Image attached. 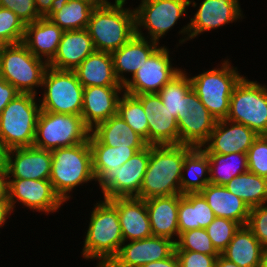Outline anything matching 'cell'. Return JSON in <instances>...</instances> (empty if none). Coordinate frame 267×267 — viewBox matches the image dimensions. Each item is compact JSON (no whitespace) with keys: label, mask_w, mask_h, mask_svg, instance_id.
<instances>
[{"label":"cell","mask_w":267,"mask_h":267,"mask_svg":"<svg viewBox=\"0 0 267 267\" xmlns=\"http://www.w3.org/2000/svg\"><path fill=\"white\" fill-rule=\"evenodd\" d=\"M95 7L83 0H54L44 15L63 31L87 29Z\"/></svg>","instance_id":"obj_27"},{"label":"cell","mask_w":267,"mask_h":267,"mask_svg":"<svg viewBox=\"0 0 267 267\" xmlns=\"http://www.w3.org/2000/svg\"><path fill=\"white\" fill-rule=\"evenodd\" d=\"M50 182L60 198L67 202L74 188L95 181L89 139L86 142L51 151Z\"/></svg>","instance_id":"obj_4"},{"label":"cell","mask_w":267,"mask_h":267,"mask_svg":"<svg viewBox=\"0 0 267 267\" xmlns=\"http://www.w3.org/2000/svg\"><path fill=\"white\" fill-rule=\"evenodd\" d=\"M208 184L210 173L207 153L202 148L194 147L183 162L181 194L201 192Z\"/></svg>","instance_id":"obj_33"},{"label":"cell","mask_w":267,"mask_h":267,"mask_svg":"<svg viewBox=\"0 0 267 267\" xmlns=\"http://www.w3.org/2000/svg\"><path fill=\"white\" fill-rule=\"evenodd\" d=\"M7 170H0V199L7 197Z\"/></svg>","instance_id":"obj_50"},{"label":"cell","mask_w":267,"mask_h":267,"mask_svg":"<svg viewBox=\"0 0 267 267\" xmlns=\"http://www.w3.org/2000/svg\"><path fill=\"white\" fill-rule=\"evenodd\" d=\"M83 87L123 86L117 80L111 53L95 50L75 70Z\"/></svg>","instance_id":"obj_29"},{"label":"cell","mask_w":267,"mask_h":267,"mask_svg":"<svg viewBox=\"0 0 267 267\" xmlns=\"http://www.w3.org/2000/svg\"><path fill=\"white\" fill-rule=\"evenodd\" d=\"M41 88V110L81 116L84 87L74 71L48 67Z\"/></svg>","instance_id":"obj_9"},{"label":"cell","mask_w":267,"mask_h":267,"mask_svg":"<svg viewBox=\"0 0 267 267\" xmlns=\"http://www.w3.org/2000/svg\"><path fill=\"white\" fill-rule=\"evenodd\" d=\"M209 159L210 183L226 185L232 178L248 171L246 153H207Z\"/></svg>","instance_id":"obj_36"},{"label":"cell","mask_w":267,"mask_h":267,"mask_svg":"<svg viewBox=\"0 0 267 267\" xmlns=\"http://www.w3.org/2000/svg\"><path fill=\"white\" fill-rule=\"evenodd\" d=\"M145 202L153 236L168 238L176 243L179 238V194L152 197Z\"/></svg>","instance_id":"obj_26"},{"label":"cell","mask_w":267,"mask_h":267,"mask_svg":"<svg viewBox=\"0 0 267 267\" xmlns=\"http://www.w3.org/2000/svg\"><path fill=\"white\" fill-rule=\"evenodd\" d=\"M0 7L14 12L25 25L44 15V9L34 0H0Z\"/></svg>","instance_id":"obj_43"},{"label":"cell","mask_w":267,"mask_h":267,"mask_svg":"<svg viewBox=\"0 0 267 267\" xmlns=\"http://www.w3.org/2000/svg\"><path fill=\"white\" fill-rule=\"evenodd\" d=\"M251 128L227 119L217 120L208 141L201 147L206 153H246L258 137Z\"/></svg>","instance_id":"obj_19"},{"label":"cell","mask_w":267,"mask_h":267,"mask_svg":"<svg viewBox=\"0 0 267 267\" xmlns=\"http://www.w3.org/2000/svg\"><path fill=\"white\" fill-rule=\"evenodd\" d=\"M248 171L267 178V135H259L247 152Z\"/></svg>","instance_id":"obj_42"},{"label":"cell","mask_w":267,"mask_h":267,"mask_svg":"<svg viewBox=\"0 0 267 267\" xmlns=\"http://www.w3.org/2000/svg\"><path fill=\"white\" fill-rule=\"evenodd\" d=\"M83 1L90 3L94 7H98L105 4L108 0H83Z\"/></svg>","instance_id":"obj_53"},{"label":"cell","mask_w":267,"mask_h":267,"mask_svg":"<svg viewBox=\"0 0 267 267\" xmlns=\"http://www.w3.org/2000/svg\"><path fill=\"white\" fill-rule=\"evenodd\" d=\"M94 51L87 29L64 31L57 52L48 65L57 70L74 71Z\"/></svg>","instance_id":"obj_24"},{"label":"cell","mask_w":267,"mask_h":267,"mask_svg":"<svg viewBox=\"0 0 267 267\" xmlns=\"http://www.w3.org/2000/svg\"><path fill=\"white\" fill-rule=\"evenodd\" d=\"M226 119L267 135V86L243 76L233 89Z\"/></svg>","instance_id":"obj_10"},{"label":"cell","mask_w":267,"mask_h":267,"mask_svg":"<svg viewBox=\"0 0 267 267\" xmlns=\"http://www.w3.org/2000/svg\"><path fill=\"white\" fill-rule=\"evenodd\" d=\"M109 201L117 208L124 242L153 236L144 199L117 197Z\"/></svg>","instance_id":"obj_22"},{"label":"cell","mask_w":267,"mask_h":267,"mask_svg":"<svg viewBox=\"0 0 267 267\" xmlns=\"http://www.w3.org/2000/svg\"><path fill=\"white\" fill-rule=\"evenodd\" d=\"M190 4L197 6L194 0H141L134 8L136 34L159 43L179 19L188 15ZM141 28L146 29V37Z\"/></svg>","instance_id":"obj_11"},{"label":"cell","mask_w":267,"mask_h":267,"mask_svg":"<svg viewBox=\"0 0 267 267\" xmlns=\"http://www.w3.org/2000/svg\"><path fill=\"white\" fill-rule=\"evenodd\" d=\"M239 0H202L198 9L190 22L187 23L178 32L183 38L179 44H185L186 41L196 38L206 31L216 30L226 24L237 22L243 19ZM184 34V35H183Z\"/></svg>","instance_id":"obj_14"},{"label":"cell","mask_w":267,"mask_h":267,"mask_svg":"<svg viewBox=\"0 0 267 267\" xmlns=\"http://www.w3.org/2000/svg\"><path fill=\"white\" fill-rule=\"evenodd\" d=\"M143 267H180V266L176 253L174 252L168 258L147 263Z\"/></svg>","instance_id":"obj_47"},{"label":"cell","mask_w":267,"mask_h":267,"mask_svg":"<svg viewBox=\"0 0 267 267\" xmlns=\"http://www.w3.org/2000/svg\"><path fill=\"white\" fill-rule=\"evenodd\" d=\"M175 252L171 239L151 236L140 240L123 242L114 259L127 267H143L147 263L170 257Z\"/></svg>","instance_id":"obj_20"},{"label":"cell","mask_w":267,"mask_h":267,"mask_svg":"<svg viewBox=\"0 0 267 267\" xmlns=\"http://www.w3.org/2000/svg\"><path fill=\"white\" fill-rule=\"evenodd\" d=\"M214 218V212L200 192L179 194V235L185 231L206 228Z\"/></svg>","instance_id":"obj_32"},{"label":"cell","mask_w":267,"mask_h":267,"mask_svg":"<svg viewBox=\"0 0 267 267\" xmlns=\"http://www.w3.org/2000/svg\"><path fill=\"white\" fill-rule=\"evenodd\" d=\"M175 250H188L207 255H220L213 246L205 228L182 232L175 243Z\"/></svg>","instance_id":"obj_39"},{"label":"cell","mask_w":267,"mask_h":267,"mask_svg":"<svg viewBox=\"0 0 267 267\" xmlns=\"http://www.w3.org/2000/svg\"><path fill=\"white\" fill-rule=\"evenodd\" d=\"M231 65L229 59H225L219 68L190 77L192 89L216 120L227 118L233 89L243 77L237 67Z\"/></svg>","instance_id":"obj_5"},{"label":"cell","mask_w":267,"mask_h":267,"mask_svg":"<svg viewBox=\"0 0 267 267\" xmlns=\"http://www.w3.org/2000/svg\"><path fill=\"white\" fill-rule=\"evenodd\" d=\"M170 51L159 46L123 86L129 95L158 93L182 69L172 66Z\"/></svg>","instance_id":"obj_15"},{"label":"cell","mask_w":267,"mask_h":267,"mask_svg":"<svg viewBox=\"0 0 267 267\" xmlns=\"http://www.w3.org/2000/svg\"><path fill=\"white\" fill-rule=\"evenodd\" d=\"M114 1L108 0L91 13L87 30L97 51L112 53L136 34L134 8H125L126 0Z\"/></svg>","instance_id":"obj_2"},{"label":"cell","mask_w":267,"mask_h":267,"mask_svg":"<svg viewBox=\"0 0 267 267\" xmlns=\"http://www.w3.org/2000/svg\"><path fill=\"white\" fill-rule=\"evenodd\" d=\"M148 120V145H178L179 128L176 118L164 106L158 93L139 94Z\"/></svg>","instance_id":"obj_17"},{"label":"cell","mask_w":267,"mask_h":267,"mask_svg":"<svg viewBox=\"0 0 267 267\" xmlns=\"http://www.w3.org/2000/svg\"><path fill=\"white\" fill-rule=\"evenodd\" d=\"M25 26V23L14 12L0 7V37L8 44L23 41Z\"/></svg>","instance_id":"obj_41"},{"label":"cell","mask_w":267,"mask_h":267,"mask_svg":"<svg viewBox=\"0 0 267 267\" xmlns=\"http://www.w3.org/2000/svg\"><path fill=\"white\" fill-rule=\"evenodd\" d=\"M258 267H267V252L265 253L260 265Z\"/></svg>","instance_id":"obj_56"},{"label":"cell","mask_w":267,"mask_h":267,"mask_svg":"<svg viewBox=\"0 0 267 267\" xmlns=\"http://www.w3.org/2000/svg\"><path fill=\"white\" fill-rule=\"evenodd\" d=\"M12 212L13 209L9 202L8 196L6 198L0 199V228L7 223V218H10Z\"/></svg>","instance_id":"obj_48"},{"label":"cell","mask_w":267,"mask_h":267,"mask_svg":"<svg viewBox=\"0 0 267 267\" xmlns=\"http://www.w3.org/2000/svg\"><path fill=\"white\" fill-rule=\"evenodd\" d=\"M37 2L44 10L48 7V5L54 0H34Z\"/></svg>","instance_id":"obj_54"},{"label":"cell","mask_w":267,"mask_h":267,"mask_svg":"<svg viewBox=\"0 0 267 267\" xmlns=\"http://www.w3.org/2000/svg\"><path fill=\"white\" fill-rule=\"evenodd\" d=\"M9 148L0 138V170H7Z\"/></svg>","instance_id":"obj_49"},{"label":"cell","mask_w":267,"mask_h":267,"mask_svg":"<svg viewBox=\"0 0 267 267\" xmlns=\"http://www.w3.org/2000/svg\"><path fill=\"white\" fill-rule=\"evenodd\" d=\"M96 267H127V266L118 263L114 258H112L97 263Z\"/></svg>","instance_id":"obj_52"},{"label":"cell","mask_w":267,"mask_h":267,"mask_svg":"<svg viewBox=\"0 0 267 267\" xmlns=\"http://www.w3.org/2000/svg\"><path fill=\"white\" fill-rule=\"evenodd\" d=\"M180 267H215L219 255H207L188 250H175Z\"/></svg>","instance_id":"obj_45"},{"label":"cell","mask_w":267,"mask_h":267,"mask_svg":"<svg viewBox=\"0 0 267 267\" xmlns=\"http://www.w3.org/2000/svg\"><path fill=\"white\" fill-rule=\"evenodd\" d=\"M9 44L0 37V54L5 50Z\"/></svg>","instance_id":"obj_55"},{"label":"cell","mask_w":267,"mask_h":267,"mask_svg":"<svg viewBox=\"0 0 267 267\" xmlns=\"http://www.w3.org/2000/svg\"><path fill=\"white\" fill-rule=\"evenodd\" d=\"M215 267H240L220 254L215 261Z\"/></svg>","instance_id":"obj_51"},{"label":"cell","mask_w":267,"mask_h":267,"mask_svg":"<svg viewBox=\"0 0 267 267\" xmlns=\"http://www.w3.org/2000/svg\"><path fill=\"white\" fill-rule=\"evenodd\" d=\"M48 67L47 62L35 57L22 42L9 44L0 54V77L20 93L38 96L36 88L42 87Z\"/></svg>","instance_id":"obj_7"},{"label":"cell","mask_w":267,"mask_h":267,"mask_svg":"<svg viewBox=\"0 0 267 267\" xmlns=\"http://www.w3.org/2000/svg\"><path fill=\"white\" fill-rule=\"evenodd\" d=\"M159 45L158 42L135 34L120 49L111 53L114 72L121 85L124 86L130 79L125 75L131 73L133 77Z\"/></svg>","instance_id":"obj_23"},{"label":"cell","mask_w":267,"mask_h":267,"mask_svg":"<svg viewBox=\"0 0 267 267\" xmlns=\"http://www.w3.org/2000/svg\"><path fill=\"white\" fill-rule=\"evenodd\" d=\"M51 151L34 146L9 149L7 179L49 180Z\"/></svg>","instance_id":"obj_18"},{"label":"cell","mask_w":267,"mask_h":267,"mask_svg":"<svg viewBox=\"0 0 267 267\" xmlns=\"http://www.w3.org/2000/svg\"><path fill=\"white\" fill-rule=\"evenodd\" d=\"M91 134L102 144L111 147H133L137 152L148 146L119 115H113L108 120L97 124Z\"/></svg>","instance_id":"obj_30"},{"label":"cell","mask_w":267,"mask_h":267,"mask_svg":"<svg viewBox=\"0 0 267 267\" xmlns=\"http://www.w3.org/2000/svg\"><path fill=\"white\" fill-rule=\"evenodd\" d=\"M236 221L215 217L214 220L205 228L213 246L221 254L232 240L235 232L240 228Z\"/></svg>","instance_id":"obj_40"},{"label":"cell","mask_w":267,"mask_h":267,"mask_svg":"<svg viewBox=\"0 0 267 267\" xmlns=\"http://www.w3.org/2000/svg\"><path fill=\"white\" fill-rule=\"evenodd\" d=\"M7 196L14 210L20 203L30 210L50 214L65 203L55 192L50 180L7 179ZM18 202V203H16Z\"/></svg>","instance_id":"obj_16"},{"label":"cell","mask_w":267,"mask_h":267,"mask_svg":"<svg viewBox=\"0 0 267 267\" xmlns=\"http://www.w3.org/2000/svg\"><path fill=\"white\" fill-rule=\"evenodd\" d=\"M194 147L150 145V159L140 190V199L181 194L182 166Z\"/></svg>","instance_id":"obj_1"},{"label":"cell","mask_w":267,"mask_h":267,"mask_svg":"<svg viewBox=\"0 0 267 267\" xmlns=\"http://www.w3.org/2000/svg\"><path fill=\"white\" fill-rule=\"evenodd\" d=\"M176 120L179 144L195 148H201L208 141L217 122L193 89L181 98L180 112Z\"/></svg>","instance_id":"obj_13"},{"label":"cell","mask_w":267,"mask_h":267,"mask_svg":"<svg viewBox=\"0 0 267 267\" xmlns=\"http://www.w3.org/2000/svg\"><path fill=\"white\" fill-rule=\"evenodd\" d=\"M123 93V86L84 87L81 112L84 124L92 130L97 124L116 115L118 101Z\"/></svg>","instance_id":"obj_21"},{"label":"cell","mask_w":267,"mask_h":267,"mask_svg":"<svg viewBox=\"0 0 267 267\" xmlns=\"http://www.w3.org/2000/svg\"><path fill=\"white\" fill-rule=\"evenodd\" d=\"M37 95L18 94L0 114V138L9 148L33 146L41 111Z\"/></svg>","instance_id":"obj_6"},{"label":"cell","mask_w":267,"mask_h":267,"mask_svg":"<svg viewBox=\"0 0 267 267\" xmlns=\"http://www.w3.org/2000/svg\"><path fill=\"white\" fill-rule=\"evenodd\" d=\"M246 226L267 250V203L250 208Z\"/></svg>","instance_id":"obj_44"},{"label":"cell","mask_w":267,"mask_h":267,"mask_svg":"<svg viewBox=\"0 0 267 267\" xmlns=\"http://www.w3.org/2000/svg\"><path fill=\"white\" fill-rule=\"evenodd\" d=\"M150 159V145L136 152L117 170H108L98 181L103 199L138 197Z\"/></svg>","instance_id":"obj_12"},{"label":"cell","mask_w":267,"mask_h":267,"mask_svg":"<svg viewBox=\"0 0 267 267\" xmlns=\"http://www.w3.org/2000/svg\"><path fill=\"white\" fill-rule=\"evenodd\" d=\"M215 217H222L238 222L241 226L247 224L250 208L241 199L228 191L223 185L208 184L201 192Z\"/></svg>","instance_id":"obj_28"},{"label":"cell","mask_w":267,"mask_h":267,"mask_svg":"<svg viewBox=\"0 0 267 267\" xmlns=\"http://www.w3.org/2000/svg\"><path fill=\"white\" fill-rule=\"evenodd\" d=\"M90 133L81 116L41 110L33 146L48 151L71 147L86 142Z\"/></svg>","instance_id":"obj_8"},{"label":"cell","mask_w":267,"mask_h":267,"mask_svg":"<svg viewBox=\"0 0 267 267\" xmlns=\"http://www.w3.org/2000/svg\"><path fill=\"white\" fill-rule=\"evenodd\" d=\"M18 94L20 92L15 87L0 77V114Z\"/></svg>","instance_id":"obj_46"},{"label":"cell","mask_w":267,"mask_h":267,"mask_svg":"<svg viewBox=\"0 0 267 267\" xmlns=\"http://www.w3.org/2000/svg\"><path fill=\"white\" fill-rule=\"evenodd\" d=\"M266 252L252 231L244 225L235 232L221 254L240 267H258Z\"/></svg>","instance_id":"obj_31"},{"label":"cell","mask_w":267,"mask_h":267,"mask_svg":"<svg viewBox=\"0 0 267 267\" xmlns=\"http://www.w3.org/2000/svg\"><path fill=\"white\" fill-rule=\"evenodd\" d=\"M186 72L185 70H181L158 92L164 106L176 119L178 112H180L181 98H184L192 89L190 76Z\"/></svg>","instance_id":"obj_38"},{"label":"cell","mask_w":267,"mask_h":267,"mask_svg":"<svg viewBox=\"0 0 267 267\" xmlns=\"http://www.w3.org/2000/svg\"><path fill=\"white\" fill-rule=\"evenodd\" d=\"M117 115H119L148 144V120L142 103L133 95L121 94Z\"/></svg>","instance_id":"obj_37"},{"label":"cell","mask_w":267,"mask_h":267,"mask_svg":"<svg viewBox=\"0 0 267 267\" xmlns=\"http://www.w3.org/2000/svg\"><path fill=\"white\" fill-rule=\"evenodd\" d=\"M228 191L241 198L249 208L267 203V178L245 172L232 178L226 185Z\"/></svg>","instance_id":"obj_35"},{"label":"cell","mask_w":267,"mask_h":267,"mask_svg":"<svg viewBox=\"0 0 267 267\" xmlns=\"http://www.w3.org/2000/svg\"><path fill=\"white\" fill-rule=\"evenodd\" d=\"M63 30L45 15L26 24L22 43L37 58L49 63L55 56Z\"/></svg>","instance_id":"obj_25"},{"label":"cell","mask_w":267,"mask_h":267,"mask_svg":"<svg viewBox=\"0 0 267 267\" xmlns=\"http://www.w3.org/2000/svg\"><path fill=\"white\" fill-rule=\"evenodd\" d=\"M89 145L92 153V169L96 182L108 171L117 170L137 151L133 147H111L100 143L91 133Z\"/></svg>","instance_id":"obj_34"},{"label":"cell","mask_w":267,"mask_h":267,"mask_svg":"<svg viewBox=\"0 0 267 267\" xmlns=\"http://www.w3.org/2000/svg\"><path fill=\"white\" fill-rule=\"evenodd\" d=\"M89 219L82 257L98 263L114 258L124 242L117 208L109 200H100L92 208Z\"/></svg>","instance_id":"obj_3"}]
</instances>
